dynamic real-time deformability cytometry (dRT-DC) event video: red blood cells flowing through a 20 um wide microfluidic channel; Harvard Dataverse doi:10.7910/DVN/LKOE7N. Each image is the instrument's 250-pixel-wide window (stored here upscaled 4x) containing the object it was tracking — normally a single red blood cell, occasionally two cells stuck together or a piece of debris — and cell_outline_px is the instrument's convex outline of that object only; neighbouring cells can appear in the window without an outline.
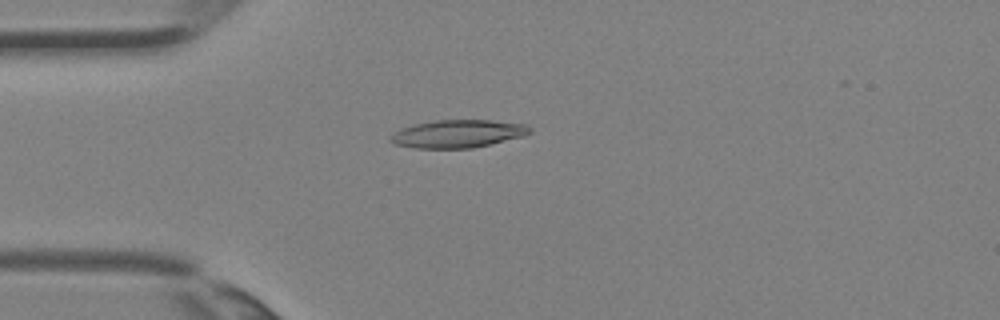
{"species": "Egyptian fruit bat (a non-hibernating species)", "species_latin": "Rousettus aegyptiacus", "temperature_condition": "room temperature", "stored_images_in_passage": 3, "camera_frame_rate_fps": 3000, "um_per_image_px": 0.085, "animal": {"sex": "female"}, "frame": {"image": 1, "passage_image": 3, "time_ms": 0.667, "image_size_px": [1000, 320], "cell_outline_px": [[532, 132], [524, 136], [472, 148], [416, 148], [392, 144], [388, 140], [388, 136], [392, 132], [400, 128], [432, 120], [492, 120], [528, 124], [532, 128]], "centroid_in_image_um": [38.89, 11.36], "position_along_channel_um": 46.1, "area_um2": 22.95}}